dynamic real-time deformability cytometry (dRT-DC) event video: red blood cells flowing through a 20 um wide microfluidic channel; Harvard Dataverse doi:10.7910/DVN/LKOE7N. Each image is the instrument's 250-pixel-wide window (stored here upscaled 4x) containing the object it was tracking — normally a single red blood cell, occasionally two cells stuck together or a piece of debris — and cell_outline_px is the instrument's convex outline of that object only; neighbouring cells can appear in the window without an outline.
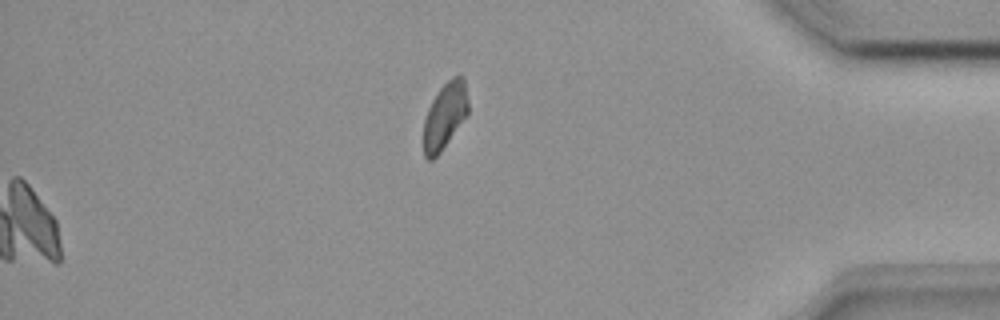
{"species": "common noctule bat (a hibernating species)", "species_latin": "Nyctalus noctula", "temperature_condition": "room temperature", "stored_images_in_passage": 50, "segment_of_instrument_passage": [2, 2], "camera_frame_rate_fps": 3000, "um_per_image_px": 0.085, "animal": {"sex": "female", "body_mass_g": 18.4}, "frame": {"image": 1, "passage_image": 50, "time_ms": 16.333, "image_size_px": [1000, 320], "cell_outline_px": [[468, 112], [440, 152], [432, 160], [428, 160], [424, 156], [424, 120], [428, 108], [432, 100], [440, 88], [452, 76], [460, 76], [464, 80], [468, 100]], "centroid_in_image_um": [37.79, 9.83], "position_along_channel_um": 397.4, "area_um2": 16.82}}